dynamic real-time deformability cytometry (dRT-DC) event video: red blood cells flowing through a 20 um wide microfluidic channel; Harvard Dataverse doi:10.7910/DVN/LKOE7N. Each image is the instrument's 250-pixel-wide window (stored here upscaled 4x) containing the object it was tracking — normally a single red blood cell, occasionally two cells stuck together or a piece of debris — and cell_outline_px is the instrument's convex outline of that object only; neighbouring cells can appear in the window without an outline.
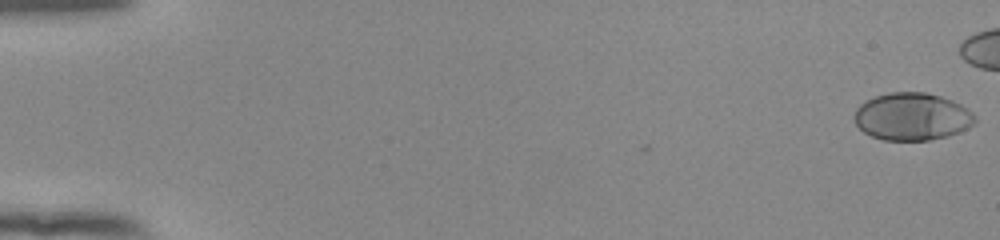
{"species": "human", "species_latin": "Homo sapiens", "temperature_condition": "room temperature", "stored_images_in_passage": 48, "camera_frame_rate_fps": 3000, "um_per_image_px": 0.085, "donor": {"sex": "female"}, "frame": {"image": 1, "passage_image": 1, "time_ms": 0.0, "image_size_px": [1000, 240], "cell_outline_px": [[976, 120], [968, 128], [960, 132], [948, 136], [928, 140], [884, 140], [872, 136], [864, 132], [856, 124], [852, 116], [856, 108], [860, 104], [876, 96], [892, 92], [924, 92], [940, 96], [952, 100], [960, 104], [972, 112], [976, 116]], "centroid_in_image_um": [77.52, 9.91], "position_along_channel_um": 7.5, "area_um2": 33.41}}
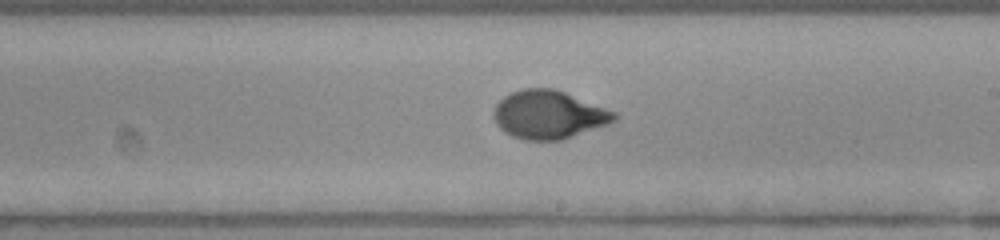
{"frame": {"image": 2, "passage_image": 33, "time_ms": 10.667, "image_size_px": [1000, 240], "cell_outline_px": [[616, 120], [608, 124], [564, 140], [524, 140], [512, 136], [504, 132], [496, 124], [492, 116], [492, 112], [496, 104], [504, 96], [512, 92], [524, 88], [552, 88], [564, 92], [616, 112]], "centroid_in_image_um": [46.61, 9.76], "position_along_channel_um": 242.4, "area_um2": 33.99}}
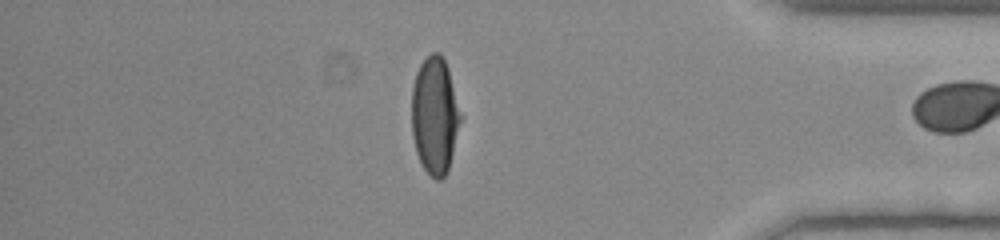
{"frame": {"image": 3, "passage_image": 47, "time_ms": 15.333, "image_size_px": [1000, 240], "cell_outline_px": [[464, 116], [448, 172], [440, 180], [436, 180], [424, 168], [416, 152], [412, 136], [412, 88], [416, 72], [420, 64], [432, 52], [440, 52], [448, 68]], "centroid_in_image_um": [37.0, 9.82], "position_along_channel_um": 398.2, "area_um2": 34.1}}